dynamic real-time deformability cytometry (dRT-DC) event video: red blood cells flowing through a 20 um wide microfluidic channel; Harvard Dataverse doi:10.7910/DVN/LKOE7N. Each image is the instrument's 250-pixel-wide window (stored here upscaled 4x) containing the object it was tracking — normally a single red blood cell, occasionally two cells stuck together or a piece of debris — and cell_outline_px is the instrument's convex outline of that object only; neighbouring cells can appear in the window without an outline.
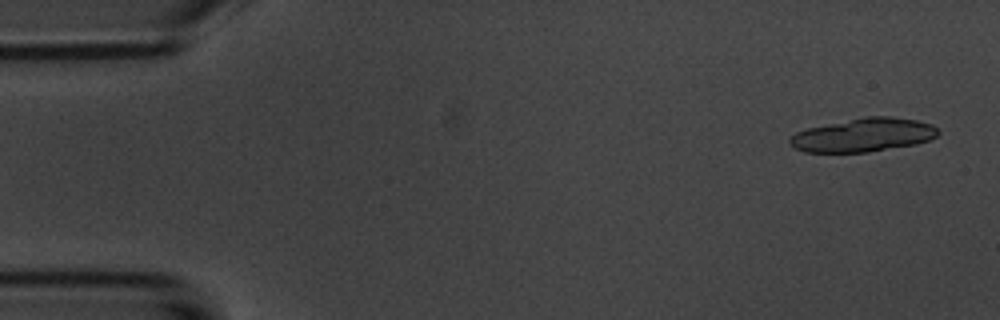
{"species": "common noctule bat (a hibernating species)", "species_latin": "Nyctalus noctula", "temperature_condition": "room temperature", "stored_images_in_passage": 5, "camera_frame_rate_fps": 3000, "um_per_image_px": 0.085, "animal": {"sex": "male", "body_mass_g": 20.1, "forearm_length_mm": 53.5}, "frame": {"image": 1, "passage_image": 1, "time_ms": 0.0, "image_size_px": [1000, 320], "cell_outline_px": [[940, 132], [936, 136], [928, 140], [916, 144], [868, 152], [804, 152], [788, 144], [788, 140], [796, 132], [808, 128], [868, 116], [892, 116], [916, 120], [932, 124]], "centroid_in_image_um": [73.39, 11.48], "position_along_channel_um": 11.6, "area_um2": 28.78}}